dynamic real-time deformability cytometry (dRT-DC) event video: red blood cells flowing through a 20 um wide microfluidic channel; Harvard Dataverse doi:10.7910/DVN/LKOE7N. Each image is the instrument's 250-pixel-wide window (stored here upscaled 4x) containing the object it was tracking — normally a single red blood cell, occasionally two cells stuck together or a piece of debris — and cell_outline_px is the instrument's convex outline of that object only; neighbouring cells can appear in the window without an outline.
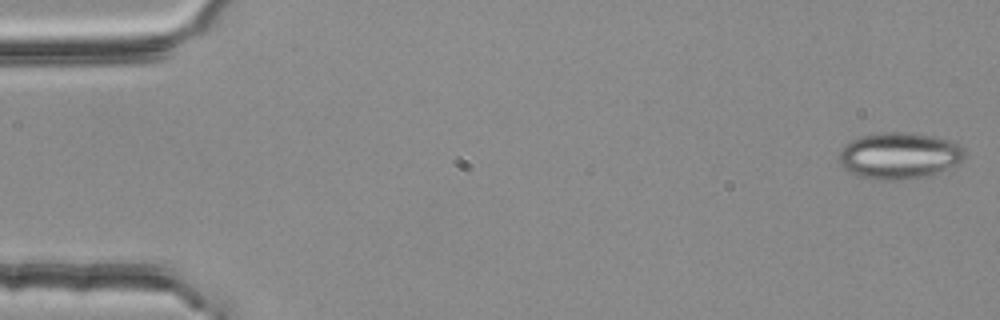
{"species": "common noctule bat (a hibernating species)", "species_latin": "Nyctalus noctula", "temperature_condition": "room temperature", "stored_images_in_passage": 54, "camera_frame_rate_fps": 3000, "um_per_image_px": 0.085, "animal": {"sex": "female", "body_mass_g": 25.1}, "frame": {"image": 1, "passage_image": 1, "time_ms": 0.0, "image_size_px": [1000, 320], "cell_outline_px": [[964, 160], [932, 176], [900, 180], [876, 180], [860, 176], [844, 168], [840, 164], [840, 152], [852, 140], [864, 136], [884, 132], [896, 132], [932, 136], [952, 140], [964, 148]], "centroid_in_image_um": [76.5, 13.25], "position_along_channel_um": 8.5, "area_um2": 33.76}}
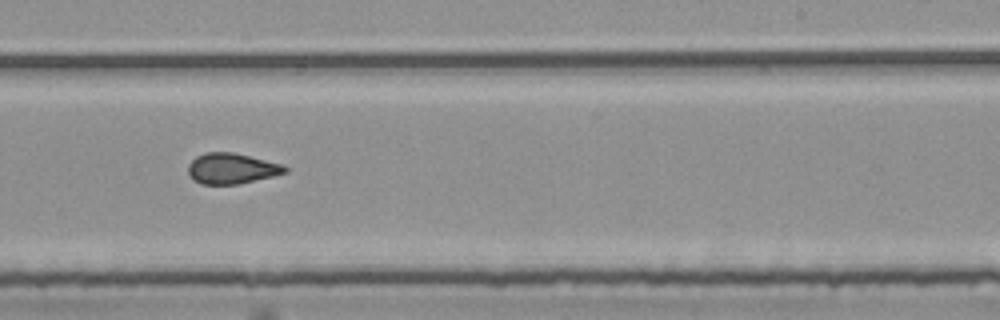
{"frame": {"image": 2, "passage_image": 33, "time_ms": 10.667, "image_size_px": [1000, 320], "cell_outline_px": [[288, 172], [272, 176], [236, 184], [200, 184], [192, 180], [188, 172], [188, 164], [196, 156], [204, 152], [232, 152], [284, 164], [288, 168]], "centroid_in_image_um": [19.67, 14.31], "position_along_channel_um": 269.3, "area_um2": 17.34}}
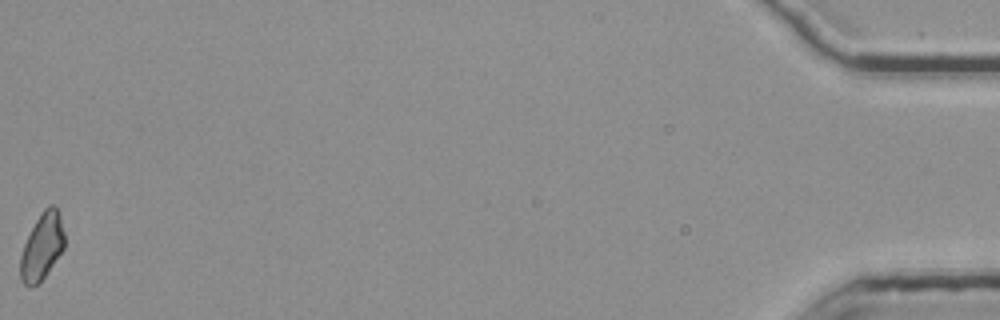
{"frame": {"image": 3, "passage_image": 54, "time_ms": 17.667, "image_size_px": [1000, 320], "cell_outline_px": [[64, 248], [44, 276], [32, 288], [28, 288], [20, 280], [20, 256], [24, 244], [36, 220], [44, 208], [48, 204], [52, 204], [56, 208], [60, 216], [64, 232]], "centroid_in_image_um": [3.55, 20.96], "position_along_channel_um": 431.6, "area_um2": 16.94}, "authors_computed_cell_mechanics": {"area_um2": 17.918, "velocity_mm_per_s": 3.797, "shape_relaxation_time_tau1_ms": null, "shape_relaxation_time_tau2_ms": 1.8282, "deformation_change_tau1": null, "deformation_change_tau2": 0.0946}}